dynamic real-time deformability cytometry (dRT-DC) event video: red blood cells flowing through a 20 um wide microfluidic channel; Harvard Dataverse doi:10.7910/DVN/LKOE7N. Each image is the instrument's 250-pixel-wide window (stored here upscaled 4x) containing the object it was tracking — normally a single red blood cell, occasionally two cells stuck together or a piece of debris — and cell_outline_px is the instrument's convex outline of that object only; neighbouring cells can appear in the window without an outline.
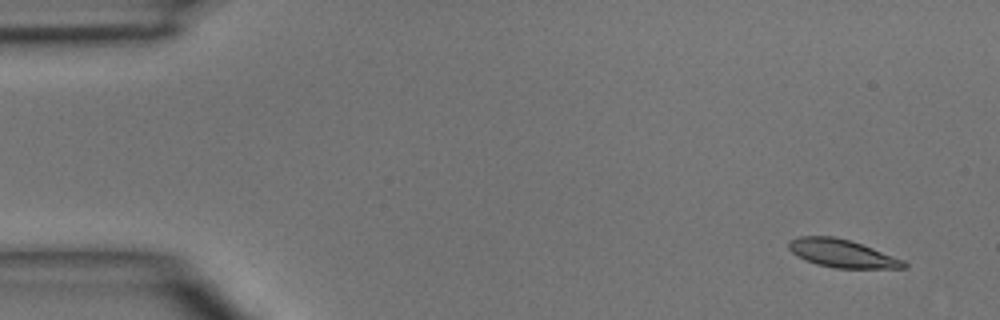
{"species": "common noctule bat (a hibernating species)", "species_latin": "Nyctalus noctula", "temperature_condition": "room temperature", "stored_images_in_passage": 4, "camera_frame_rate_fps": 3000, "um_per_image_px": 0.085, "animal": {"sex": "male", "body_mass_g": 15.6}, "frame": {"image": 1, "passage_image": 1, "time_ms": 0.0, "image_size_px": [1000, 320], "cell_outline_px": [[908, 268], [836, 268], [816, 264], [804, 260], [792, 252], [788, 248], [788, 240], [800, 236], [832, 236], [848, 240], [872, 248], [904, 260], [908, 264]], "centroid_in_image_um": [71.55, 21.54], "position_along_channel_um": 13.4, "area_um2": 18.67}}
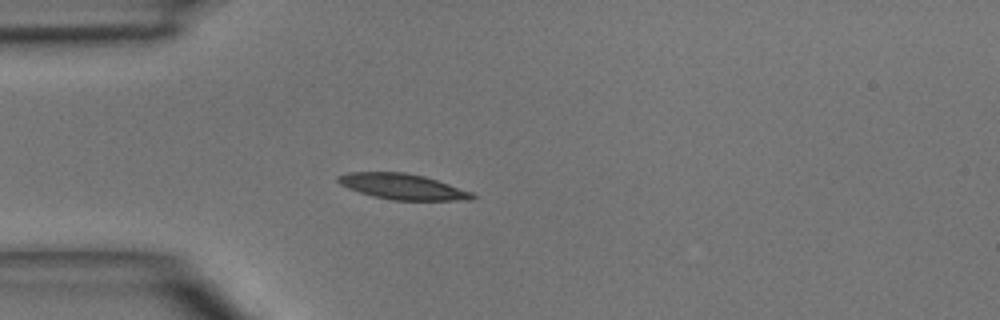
{"frame": {"image": 2, "passage_image": 4, "time_ms": 3.333, "image_size_px": [1000, 320], "cell_outline_px": [[476, 196], [472, 200], [392, 200], [372, 196], [348, 188], [340, 184], [336, 180], [336, 176], [348, 172], [404, 172], [424, 176], [472, 192]], "centroid_in_image_um": [34.19, 15.86], "position_along_channel_um": 50.8, "area_um2": 20.0}}